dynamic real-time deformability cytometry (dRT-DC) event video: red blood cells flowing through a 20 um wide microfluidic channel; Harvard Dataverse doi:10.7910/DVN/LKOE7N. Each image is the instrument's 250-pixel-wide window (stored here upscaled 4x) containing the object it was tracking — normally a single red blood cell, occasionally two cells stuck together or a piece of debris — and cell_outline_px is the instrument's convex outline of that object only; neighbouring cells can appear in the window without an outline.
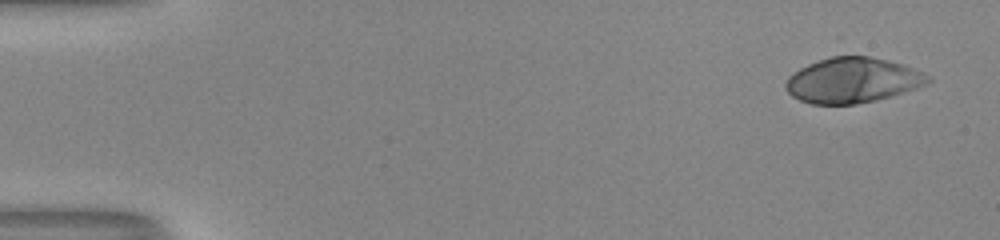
{"species": "human", "species_latin": "Homo sapiens", "temperature_condition": "room temperature", "stored_images_in_passage": 51, "camera_frame_rate_fps": 3000, "um_per_image_px": 0.085, "donor": {"sex": "male"}, "frame": {"image": 1, "passage_image": 1, "time_ms": 0.0, "image_size_px": [1000, 240], "cell_outline_px": [[932, 80], [928, 84], [892, 96], [876, 100], [856, 104], [812, 104], [800, 100], [792, 96], [784, 88], [784, 84], [788, 76], [792, 72], [808, 64], [840, 52], [868, 56], [888, 60], [904, 64], [924, 72]], "centroid_in_image_um": [72.46, 6.79], "position_along_channel_um": 12.5, "area_um2": 38.32}}
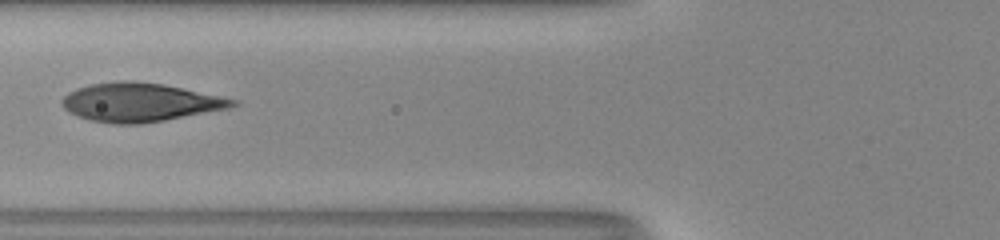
{"frame": {"image": 2, "passage_image": 20, "time_ms": 6.333, "image_size_px": [1000, 240], "cell_outline_px": [[240, 104], [228, 108], [164, 120], [140, 124], [112, 124], [88, 120], [68, 112], [60, 104], [60, 100], [68, 92], [76, 88], [88, 84], [120, 80], [132, 80], [164, 84], [240, 100]], "centroid_in_image_um": [11.86, 8.69], "position_along_channel_um": 113.9, "area_um2": 38.73}}
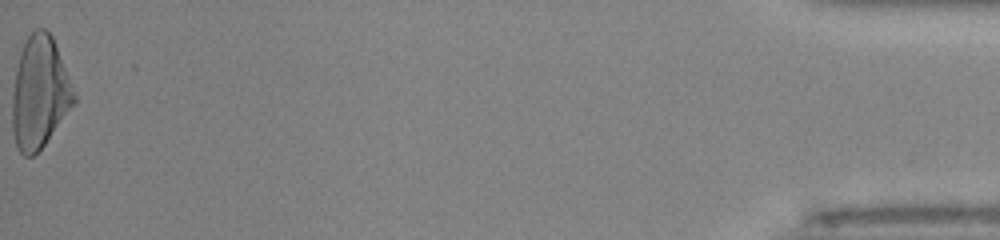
{"frame": {"image": 3, "passage_image": 51, "time_ms": 16.667, "image_size_px": [1000, 240], "cell_outline_px": [[76, 100], [44, 144], [32, 156], [24, 156], [20, 152], [16, 144], [12, 132], [12, 96], [16, 68], [20, 52], [24, 40], [36, 28], [44, 28], [52, 36], [76, 96]], "centroid_in_image_um": [3.33, 7.86], "position_along_channel_um": 431.9, "area_um2": 39.65}}